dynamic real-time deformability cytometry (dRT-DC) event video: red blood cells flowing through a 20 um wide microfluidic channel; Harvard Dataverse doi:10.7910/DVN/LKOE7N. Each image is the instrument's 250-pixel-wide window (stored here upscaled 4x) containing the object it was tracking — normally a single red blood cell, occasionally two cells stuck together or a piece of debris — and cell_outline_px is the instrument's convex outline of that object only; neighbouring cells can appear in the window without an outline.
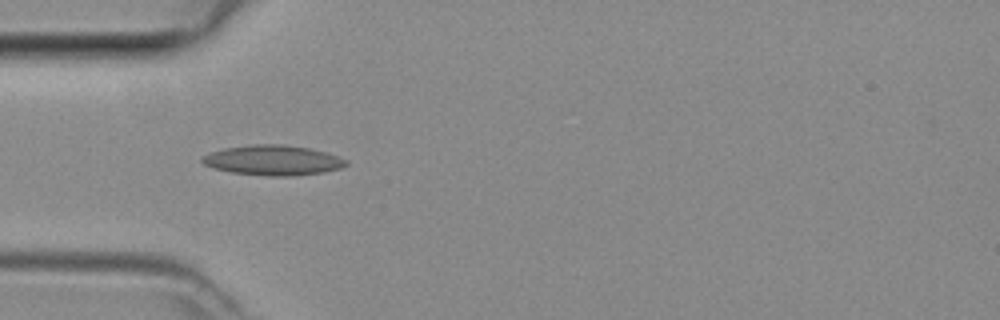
{"species": "common noctule bat (a hibernating species)", "species_latin": "Nyctalus noctula", "temperature_condition": "room temperature", "stored_images_in_passage": 3, "camera_frame_rate_fps": 3000, "um_per_image_px": 0.085, "animal": {"sex": "female", "body_mass_g": 29.2, "forearm_length_mm": 56.3}, "frame": {"image": 1, "passage_image": 3, "time_ms": 0.667, "image_size_px": [1000, 320], "cell_outline_px": [[348, 164], [340, 168], [324, 172], [296, 176], [268, 176], [232, 172], [216, 168], [204, 164], [200, 160], [200, 156], [224, 148], [252, 144], [280, 144], [308, 148], [324, 152], [348, 160]], "centroid_in_image_um": [23.19, 13.62], "position_along_channel_um": 61.8, "area_um2": 25.09}}